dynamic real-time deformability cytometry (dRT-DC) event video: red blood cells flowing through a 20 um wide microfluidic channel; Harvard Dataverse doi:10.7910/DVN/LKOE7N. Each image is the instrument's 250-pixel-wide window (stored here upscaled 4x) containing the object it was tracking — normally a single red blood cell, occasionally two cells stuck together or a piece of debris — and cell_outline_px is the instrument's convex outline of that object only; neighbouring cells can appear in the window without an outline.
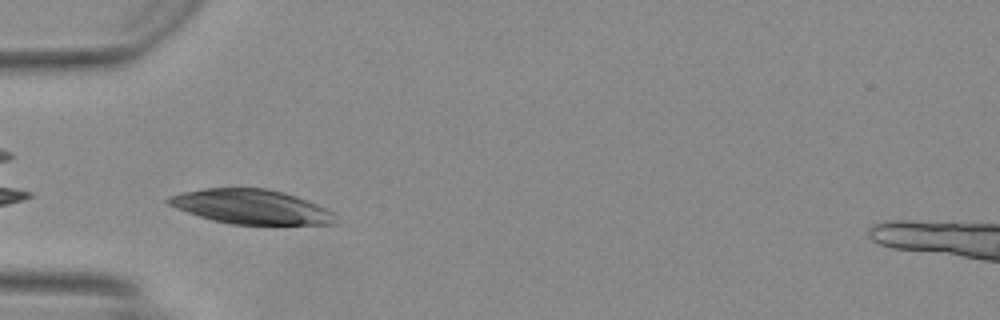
{"species": "Egyptian fruit bat (a non-hibernating species)", "species_latin": "Rousettus aegyptiacus", "temperature_condition": "warm", "stored_images_in_passage": 33, "camera_frame_rate_fps": 3000, "um_per_image_px": 0.085, "animal": {"sex": "female"}, "frame": {"image": 1, "passage_image": 1, "time_ms": 0.0, "image_size_px": [1000, 320], "cell_outline_px": [[340, 224], [232, 224], [212, 220], [176, 208], [168, 204], [164, 200], [168, 196], [184, 192], [204, 188], [268, 188], [284, 192], [296, 196], [336, 212]], "centroid_in_image_um": [21.4, 17.57], "position_along_channel_um": 63.6, "area_um2": 33.7}}
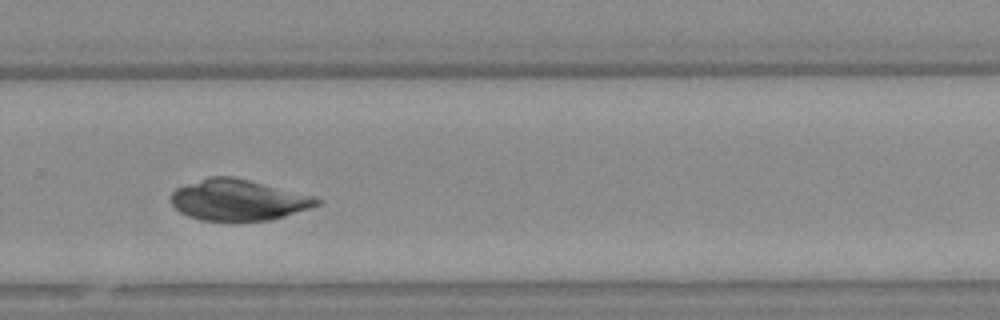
{"frame": {"image": 2, "passage_image": 19, "time_ms": 6.0, "image_size_px": [1000, 320], "cell_outline_px": [[324, 200], [320, 204], [272, 220], [236, 224], [200, 220], [188, 216], [180, 212], [172, 204], [172, 192], [176, 188], [208, 176], [232, 176], [316, 196]], "centroid_in_image_um": [20.26, 17.04], "position_along_channel_um": 309.5, "area_um2": 35.72}}
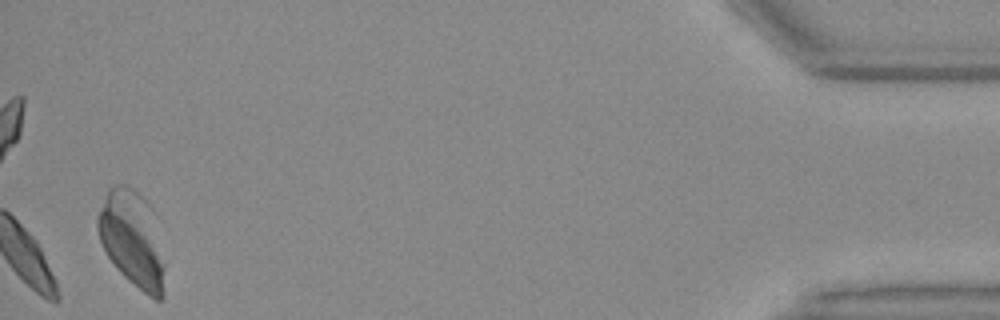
{"frame": {"image": 3, "passage_image": 33, "time_ms": 10.667, "image_size_px": [1000, 320], "cell_outline_px": [[164, 296], [160, 300], [156, 300], [148, 296], [128, 280], [116, 268], [108, 256], [100, 240], [96, 224], [96, 220], [108, 188], [112, 184], [124, 184], [132, 188], [152, 208], [164, 264]], "centroid_in_image_um": [11.23, 20.33], "position_along_channel_um": 424.0, "area_um2": 37.22}}